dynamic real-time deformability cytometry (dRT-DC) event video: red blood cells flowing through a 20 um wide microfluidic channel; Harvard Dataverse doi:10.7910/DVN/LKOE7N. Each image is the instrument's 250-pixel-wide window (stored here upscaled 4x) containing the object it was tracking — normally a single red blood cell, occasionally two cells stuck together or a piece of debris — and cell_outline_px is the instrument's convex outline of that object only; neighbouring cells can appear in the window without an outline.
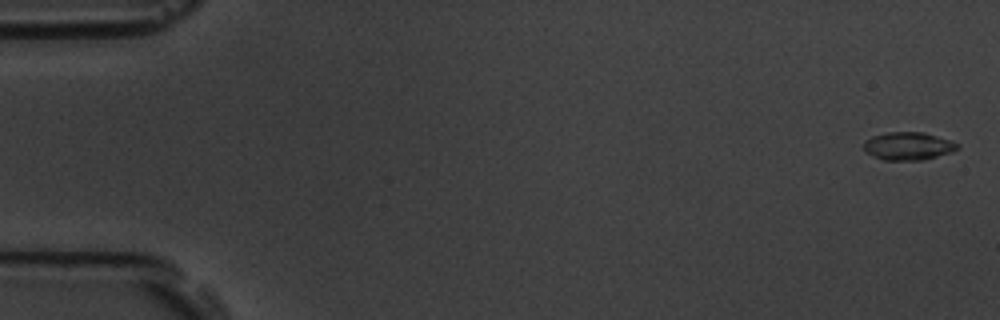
{"species": "common noctule bat (a hibernating species)", "species_latin": "Nyctalus noctula", "temperature_condition": "room temperature", "stored_images_in_passage": 7, "camera_frame_rate_fps": 3000, "um_per_image_px": 0.085, "animal": {"sex": "male", "body_mass_g": 19.5, "forearm_length_mm": 54.6}, "frame": {"image": 1, "passage_image": 1, "time_ms": 0.0, "image_size_px": [1000, 320], "cell_outline_px": [[960, 148], [952, 152], [924, 160], [884, 160], [868, 152], [864, 148], [864, 140], [872, 136], [888, 132], [924, 132], [960, 144]], "centroid_in_image_um": [77.23, 12.41], "position_along_channel_um": 7.8, "area_um2": 15.14}}
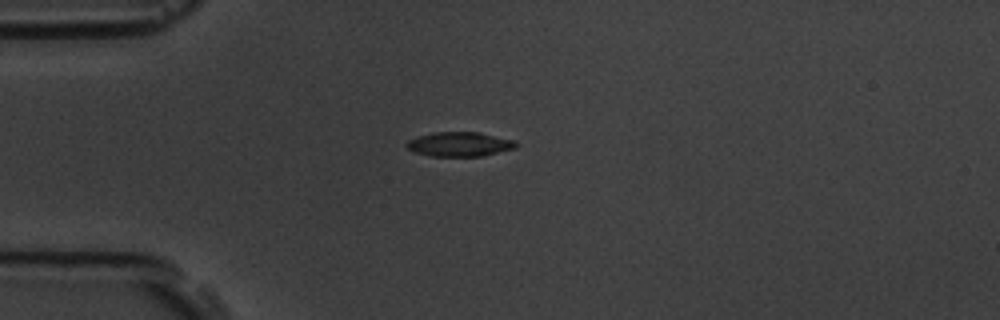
{"frame": {"image": 2, "passage_image": 5, "time_ms": 4.667, "image_size_px": [1000, 320], "cell_outline_px": [[516, 148], [480, 156], [432, 156], [416, 152], [408, 148], [404, 144], [408, 140], [416, 136], [432, 132], [476, 132], [512, 140], [516, 144]], "centroid_in_image_um": [38.99, 12.25], "position_along_channel_um": 46.0, "area_um2": 15.32}}
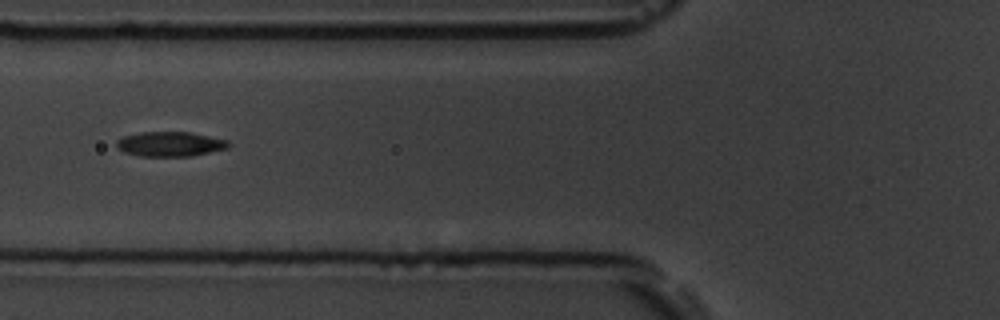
{"frame": {"image": 3, "passage_image": 7, "time_ms": 7.0, "image_size_px": [1000, 320], "cell_outline_px": [[232, 144], [228, 148], [192, 156], [140, 156], [124, 152], [116, 148], [116, 140], [124, 136], [140, 132], [188, 132], [228, 140]], "centroid_in_image_um": [14.45, 12.25], "position_along_channel_um": 111.4, "area_um2": 16.18}}